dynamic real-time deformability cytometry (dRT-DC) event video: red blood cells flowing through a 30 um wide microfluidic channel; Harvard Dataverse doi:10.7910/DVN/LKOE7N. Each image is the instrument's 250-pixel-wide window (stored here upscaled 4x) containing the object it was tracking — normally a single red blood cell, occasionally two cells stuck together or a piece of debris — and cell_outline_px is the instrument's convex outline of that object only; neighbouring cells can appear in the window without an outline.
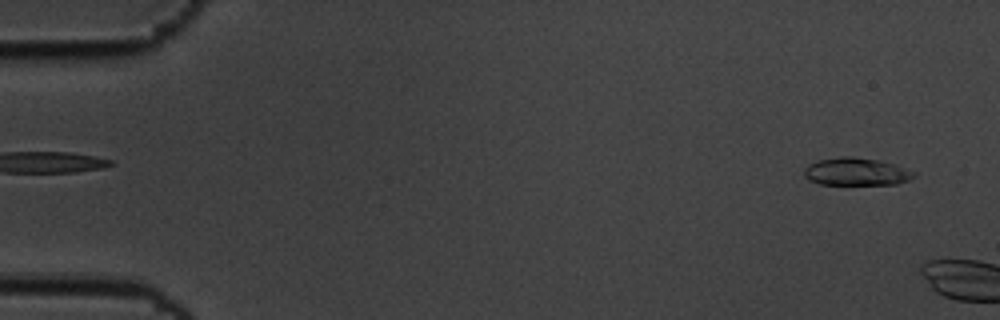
{"species": "common noctule bat (a hibernating species)", "species_latin": "Nyctalus noctula", "temperature_condition": "cold", "stored_images_in_passage": 14, "camera_frame_rate_fps": 3000, "um_per_image_px": 0.085, "animal": {"sex": "male", "body_mass_g": 19.5, "forearm_length_mm": 54.6}, "frame": {"image": 1, "passage_image": 3, "time_ms": 0.667, "image_size_px": [1000, 320], "cell_outline_px": [[916, 176], [908, 180], [896, 184], [820, 184], [808, 180], [804, 176], [804, 168], [808, 164], [820, 160], [840, 156], [852, 156], [880, 160], [896, 164], [916, 172]], "centroid_in_image_um": [72.79, 14.58], "position_along_channel_um": 12.2, "area_um2": 17.86}}